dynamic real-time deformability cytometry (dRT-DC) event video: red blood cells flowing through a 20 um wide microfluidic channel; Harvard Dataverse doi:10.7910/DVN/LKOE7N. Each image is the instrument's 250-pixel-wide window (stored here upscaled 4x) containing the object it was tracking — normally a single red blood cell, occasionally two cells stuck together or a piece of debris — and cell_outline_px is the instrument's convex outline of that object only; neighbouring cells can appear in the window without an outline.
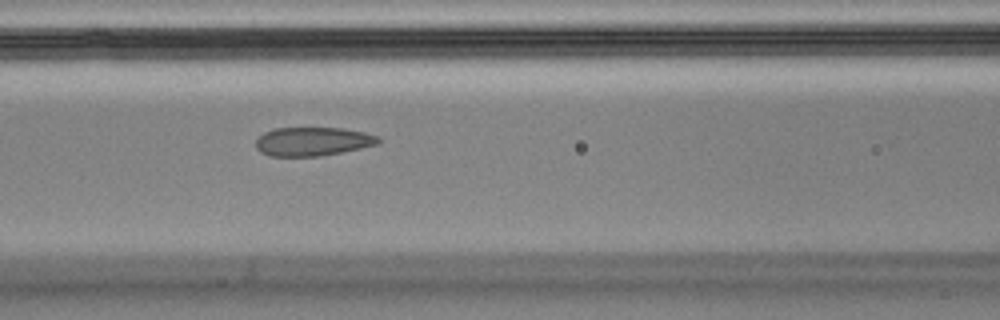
{"species": "Egyptian fruit bat (a non-hibernating species)", "species_latin": "Rousettus aegyptiacus", "temperature_condition": "cold", "stored_images_in_passage": 35, "camera_frame_rate_fps": 3000, "um_per_image_px": 0.085, "animal": {"sex": "male"}, "frame": {"image": 1, "passage_image": 11, "time_ms": 3.333, "image_size_px": [1000, 320], "cell_outline_px": [[384, 140], [376, 144], [360, 148], [320, 156], [268, 156], [260, 152], [256, 148], [256, 140], [264, 132], [276, 128], [344, 128], [364, 132], [376, 136]], "centroid_in_image_um": [26.56, 12.02], "position_along_channel_um": 140.0, "area_um2": 20.46}}